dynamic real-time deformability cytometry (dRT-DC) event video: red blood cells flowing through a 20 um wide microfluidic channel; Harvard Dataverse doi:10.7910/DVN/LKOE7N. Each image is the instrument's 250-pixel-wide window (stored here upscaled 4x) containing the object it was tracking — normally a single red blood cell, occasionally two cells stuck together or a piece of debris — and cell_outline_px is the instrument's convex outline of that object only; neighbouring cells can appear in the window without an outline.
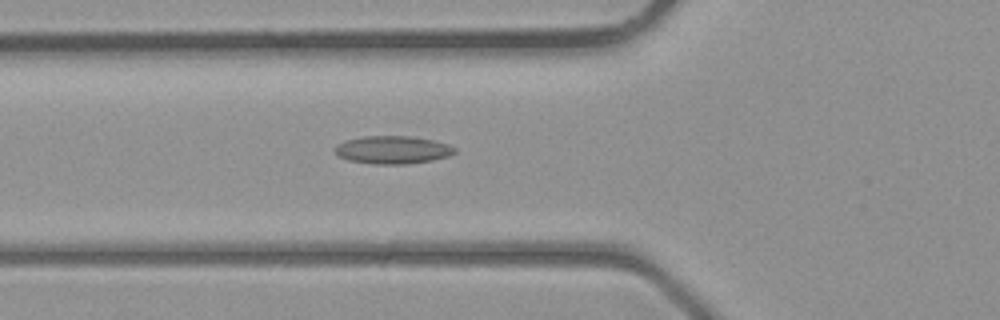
{"species": "common noctule bat (a hibernating species)", "species_latin": "Nyctalus noctula", "temperature_condition": "room temperature", "stored_images_in_passage": 41, "camera_frame_rate_fps": 3000, "um_per_image_px": 0.085, "animal": {"sex": "male", "body_mass_g": 23.1, "forearm_length_mm": 52.7}, "frame": {"image": 1, "passage_image": 15, "time_ms": 4.667, "image_size_px": [1000, 320], "cell_outline_px": [[456, 152], [448, 156], [432, 160], [404, 164], [376, 164], [348, 160], [340, 156], [336, 152], [336, 144], [344, 140], [364, 136], [412, 136], [432, 140], [448, 144], [456, 148]], "centroid_in_image_um": [33.38, 12.73], "position_along_channel_um": 92.4, "area_um2": 19.36}}
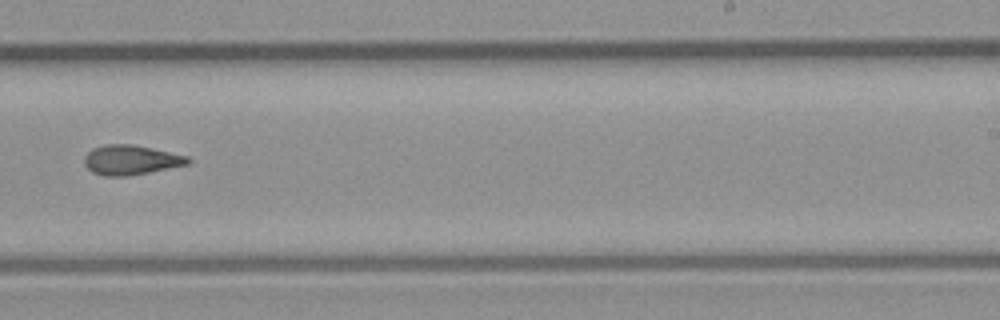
{"frame": {"image": 2, "passage_image": 26, "time_ms": 8.333, "image_size_px": [1000, 320], "cell_outline_px": [[192, 160], [188, 164], [128, 176], [104, 176], [92, 172], [84, 164], [84, 156], [92, 148], [108, 144], [132, 144], [188, 156]], "centroid_in_image_um": [11.1, 13.59], "position_along_channel_um": 277.9, "area_um2": 17.8}}
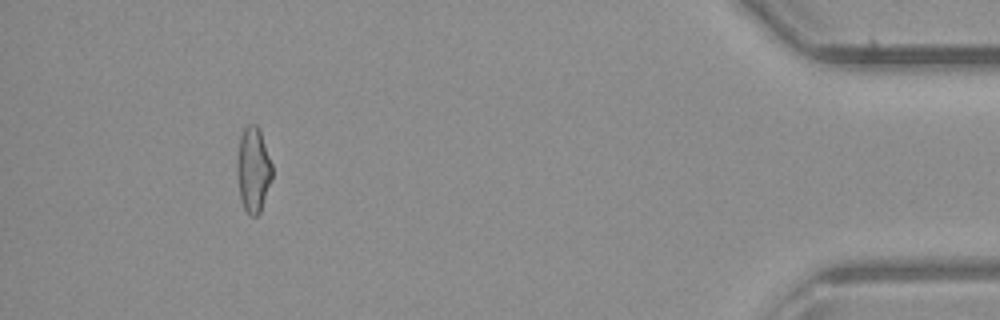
{"frame": {"image": 3, "passage_image": 38, "time_ms": 12.333, "image_size_px": [1000, 320], "cell_outline_px": [[272, 176], [260, 212], [256, 216], [248, 216], [240, 200], [236, 168], [236, 160], [240, 136], [244, 128], [248, 124], [256, 124], [260, 132], [272, 164]], "centroid_in_image_um": [21.49, 14.44], "position_along_channel_um": 413.7, "area_um2": 17.4}}